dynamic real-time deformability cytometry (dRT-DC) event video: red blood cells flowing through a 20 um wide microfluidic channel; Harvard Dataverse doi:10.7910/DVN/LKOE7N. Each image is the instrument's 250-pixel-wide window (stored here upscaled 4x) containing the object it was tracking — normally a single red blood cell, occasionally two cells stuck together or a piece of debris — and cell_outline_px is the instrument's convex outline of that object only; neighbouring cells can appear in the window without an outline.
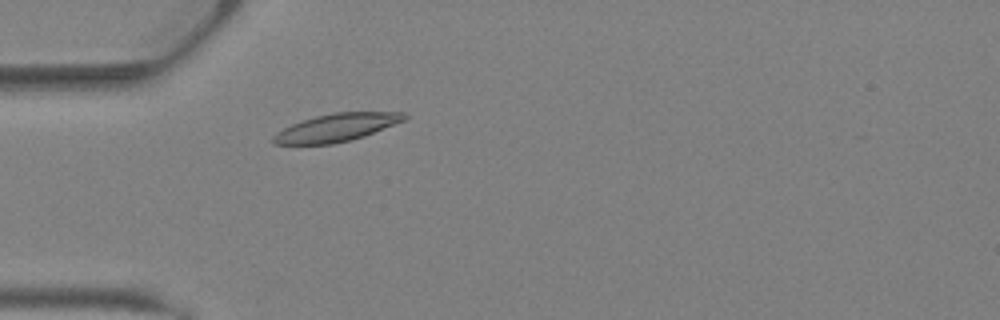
{"species": "Egyptian fruit bat (a non-hibernating species)", "species_latin": "Rousettus aegyptiacus", "temperature_condition": "warm", "stored_images_in_passage": 33, "camera_frame_rate_fps": 3000, "um_per_image_px": 0.085, "animal": {"sex": "female"}, "frame": {"image": 1, "passage_image": 7, "time_ms": 2.0, "image_size_px": [1000, 320], "cell_outline_px": [[408, 116], [404, 120], [364, 136], [352, 140], [332, 144], [272, 144], [272, 136], [276, 132], [292, 124], [316, 116], [332, 112], [404, 112]], "centroid_in_image_um": [28.58, 10.84], "position_along_channel_um": 56.4, "area_um2": 21.1}}
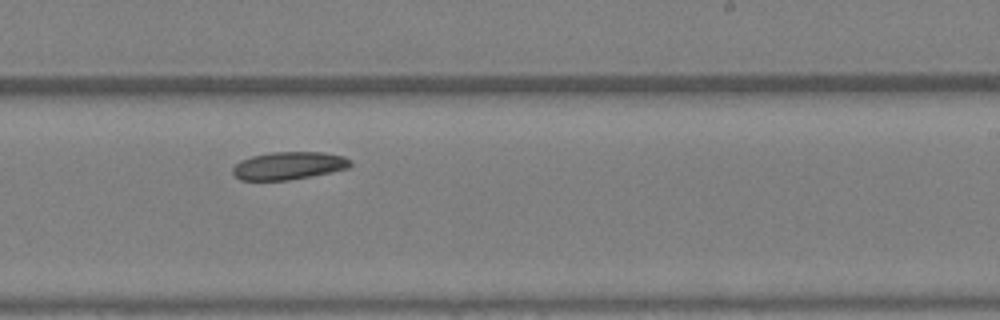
{"frame": {"image": 2, "passage_image": 19, "time_ms": 6.0, "image_size_px": [1000, 320], "cell_outline_px": [[352, 164], [348, 168], [288, 180], [240, 180], [232, 172], [232, 168], [240, 160], [252, 156], [272, 152], [324, 152], [344, 156], [352, 160]], "centroid_in_image_um": [24.53, 14.07], "position_along_channel_um": 264.5, "area_um2": 18.9}}
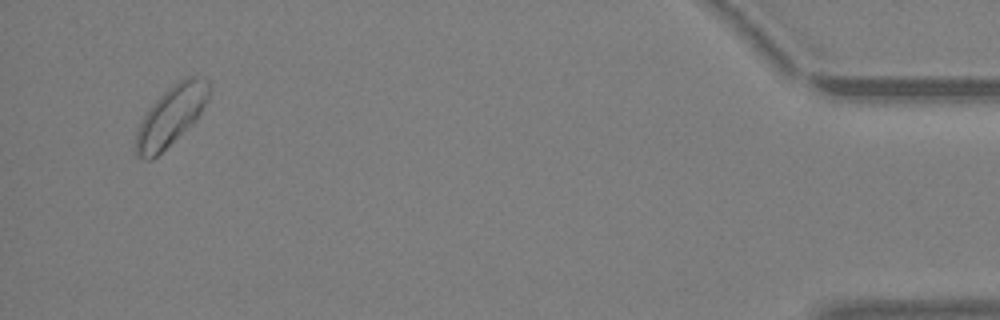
{"frame": {"image": 3, "passage_image": 32, "time_ms": 10.333, "image_size_px": [1000, 320], "cell_outline_px": [[208, 100], [196, 120], [192, 124], [152, 160], [144, 160], [136, 156], [136, 132], [144, 116], [152, 104], [172, 84], [188, 76], [196, 76], [208, 80]], "centroid_in_image_um": [14.53, 9.85], "position_along_channel_um": 420.7, "area_um2": 24.97}}